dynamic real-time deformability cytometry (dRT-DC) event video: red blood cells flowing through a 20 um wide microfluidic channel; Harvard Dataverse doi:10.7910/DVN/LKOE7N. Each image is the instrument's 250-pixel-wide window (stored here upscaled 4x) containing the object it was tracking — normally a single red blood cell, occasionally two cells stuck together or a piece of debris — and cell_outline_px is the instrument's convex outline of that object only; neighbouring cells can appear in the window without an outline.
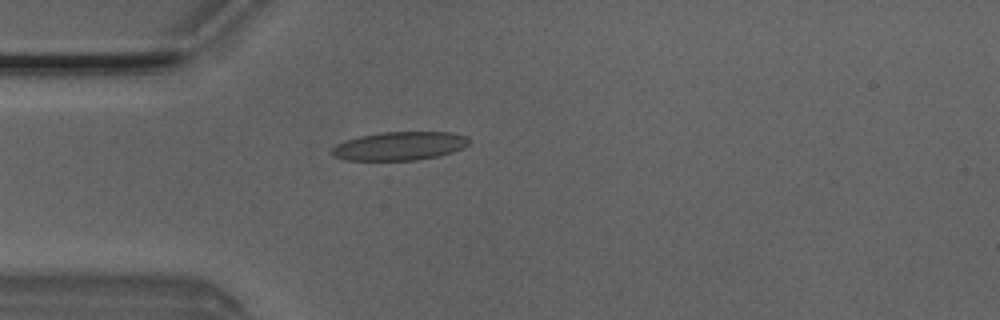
{"species": "Egyptian fruit bat (a non-hibernating species)", "species_latin": "Rousettus aegyptiacus", "temperature_condition": "room temperature", "stored_images_in_passage": 4, "camera_frame_rate_fps": 3000, "um_per_image_px": 0.085, "animal": {"sex": "male"}, "frame": {"image": 1, "passage_image": 4, "time_ms": 1.0, "image_size_px": [1000, 320], "cell_outline_px": [[468, 144], [464, 148], [440, 156], [416, 160], [344, 160], [332, 156], [332, 148], [336, 144], [344, 140], [360, 136], [380, 132], [452, 132], [468, 136]], "centroid_in_image_um": [33.96, 12.41], "position_along_channel_um": 51.0, "area_um2": 23.0}}